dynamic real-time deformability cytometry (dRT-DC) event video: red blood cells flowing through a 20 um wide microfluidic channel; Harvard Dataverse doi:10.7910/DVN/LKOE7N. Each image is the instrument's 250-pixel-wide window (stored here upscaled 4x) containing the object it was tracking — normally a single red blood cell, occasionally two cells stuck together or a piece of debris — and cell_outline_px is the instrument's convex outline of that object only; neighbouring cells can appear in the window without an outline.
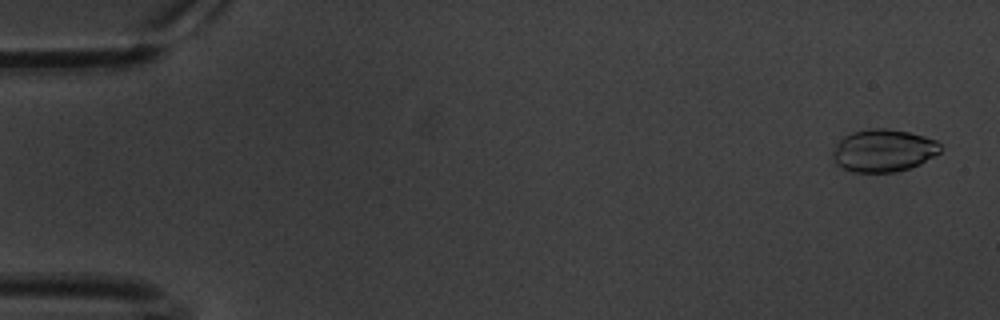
{"species": "common noctule bat (a hibernating species)", "species_latin": "Nyctalus noctula", "temperature_condition": "warm", "stored_images_in_passage": 59, "camera_frame_rate_fps": 3000, "um_per_image_px": 0.085, "animal": {"sex": "male", "body_mass_g": 20.1, "forearm_length_mm": 53.5}, "frame": {"image": 1, "passage_image": 1, "time_ms": 0.0, "image_size_px": [1000, 320], "cell_outline_px": [[940, 152], [920, 164], [896, 172], [852, 172], [836, 164], [832, 160], [832, 152], [836, 144], [844, 136], [852, 132], [868, 128], [888, 128], [908, 132], [924, 136], [936, 140], [940, 144]], "centroid_in_image_um": [75.06, 12.79], "position_along_channel_um": 9.9, "area_um2": 26.76}}
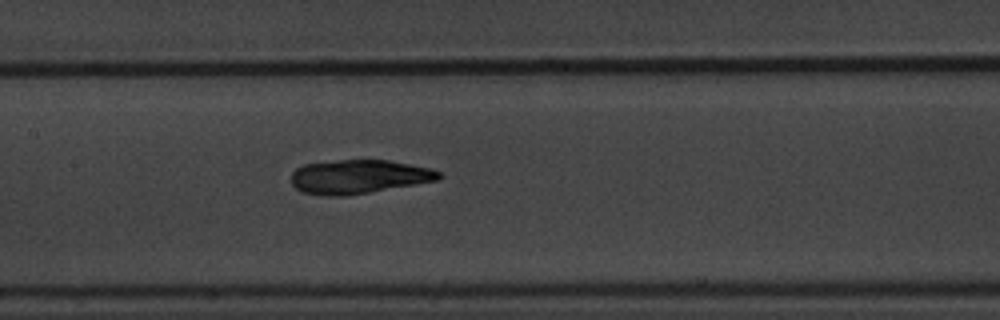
{"frame": {"image": 2, "passage_image": 28, "time_ms": 9.0, "image_size_px": [1000, 320], "cell_outline_px": [[444, 176], [440, 180], [348, 196], [320, 196], [300, 192], [292, 184], [292, 172], [296, 168], [304, 164], [340, 160], [388, 160], [432, 168], [440, 172]], "centroid_in_image_um": [30.51, 15.03], "position_along_channel_um": 176.9, "area_um2": 29.54}}
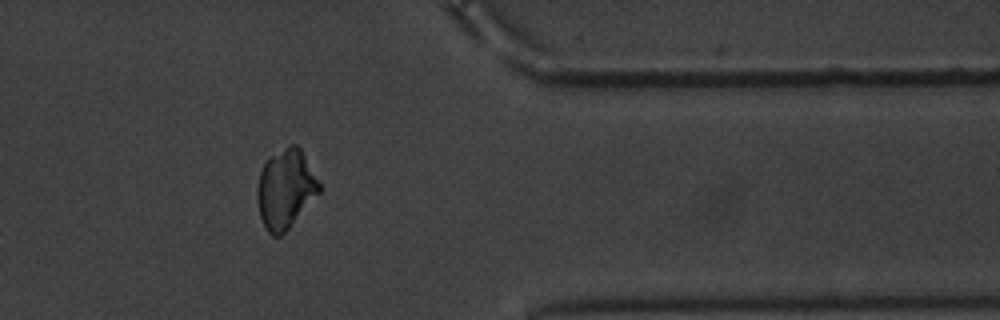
{"frame": {"image": 3, "passage_image": 48, "time_ms": 15.667, "image_size_px": [1000, 320], "cell_outline_px": [[320, 192], [288, 228], [280, 236], [272, 236], [264, 228], [260, 216], [256, 200], [256, 188], [260, 172], [264, 164], [272, 156], [288, 144], [296, 144], [300, 148], [320, 184]], "centroid_in_image_um": [24.24, 16.08], "position_along_channel_um": 387.2, "area_um2": 28.26}, "authors_computed_cell_mechanics": {"area_um2": 28.611, "velocity_mm_per_s": 3.3775, "shape_relaxation_time_tau1_ms": 4.7582, "shape_relaxation_time_tau2_ms": 3.6557, "deformation_change_tau1": 0.1131, "deformation_change_tau2": 0.0805}}